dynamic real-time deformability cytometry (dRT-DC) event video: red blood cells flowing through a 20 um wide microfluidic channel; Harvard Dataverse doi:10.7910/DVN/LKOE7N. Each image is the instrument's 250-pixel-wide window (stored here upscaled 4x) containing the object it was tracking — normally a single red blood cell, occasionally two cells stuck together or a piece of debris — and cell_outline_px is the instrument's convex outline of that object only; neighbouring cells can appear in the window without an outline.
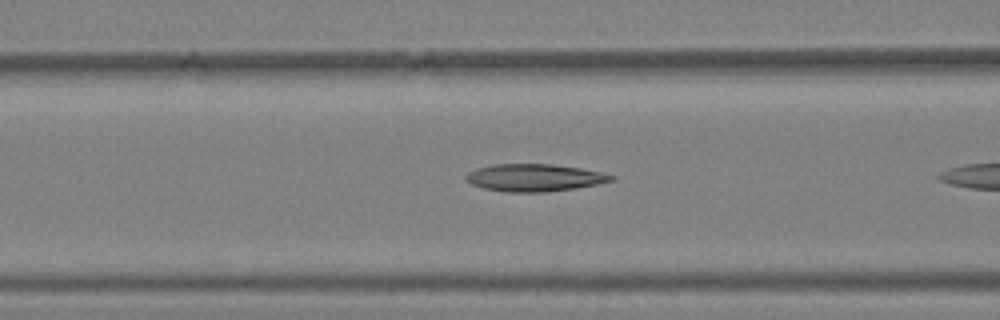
{"species": "Egyptian fruit bat (a non-hibernating species)", "species_latin": "Rousettus aegyptiacus", "temperature_condition": "warm", "stored_images_in_passage": 5, "camera_frame_rate_fps": 3000, "um_per_image_px": 0.085, "animal": {"sex": "female"}, "frame": {"image": 1, "passage_image": 4, "time_ms": 1.0, "image_size_px": [1000, 320], "cell_outline_px": [[616, 180], [576, 188], [544, 192], [504, 192], [484, 188], [472, 184], [464, 180], [464, 176], [468, 172], [476, 168], [492, 164], [552, 164], [580, 168], [600, 172], [616, 176]], "centroid_in_image_um": [45.4, 15.1], "position_along_channel_um": 121.2, "area_um2": 23.29}}